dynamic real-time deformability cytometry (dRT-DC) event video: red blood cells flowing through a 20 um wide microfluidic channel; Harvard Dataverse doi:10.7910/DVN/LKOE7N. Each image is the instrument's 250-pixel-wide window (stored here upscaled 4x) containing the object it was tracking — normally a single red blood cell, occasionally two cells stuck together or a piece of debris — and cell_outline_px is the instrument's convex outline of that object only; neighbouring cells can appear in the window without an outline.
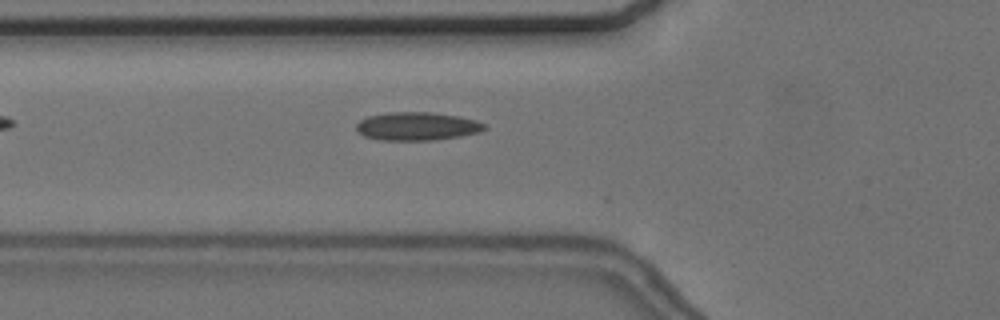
{"species": "common noctule bat (a hibernating species)", "species_latin": "Nyctalus noctula", "temperature_condition": "cold", "stored_images_in_passage": 39, "camera_frame_rate_fps": 3000, "um_per_image_px": 0.085, "animal": {"sex": "female", "body_mass_g": 24.6, "forearm_length_mm": 56.2}, "frame": {"image": 1, "passage_image": 3, "time_ms": 0.667, "image_size_px": [1000, 320], "cell_outline_px": [[488, 128], [480, 132], [460, 136], [432, 140], [380, 140], [364, 136], [356, 128], [356, 124], [360, 120], [368, 116], [388, 112], [432, 112], [460, 116], [476, 120], [484, 124]], "centroid_in_image_um": [35.47, 10.72], "position_along_channel_um": 90.3, "area_um2": 21.15}}
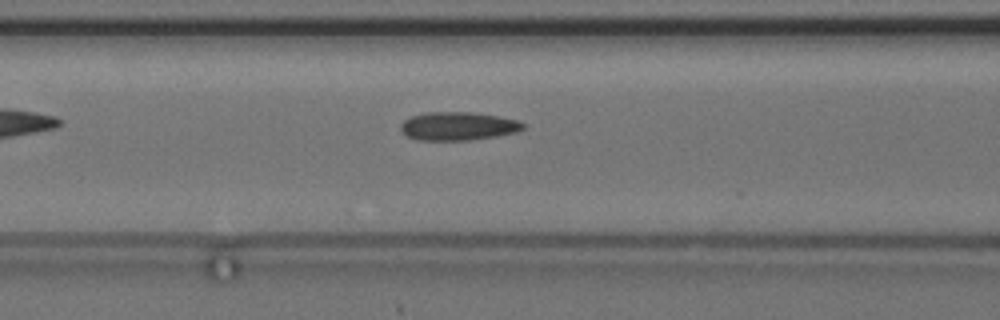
{"frame": {"image": 2, "passage_image": 6, "time_ms": 1.667, "image_size_px": [1000, 320], "cell_outline_px": [[524, 128], [516, 132], [496, 136], [472, 140], [416, 140], [408, 136], [400, 128], [400, 124], [404, 120], [412, 116], [428, 112], [476, 112], [516, 120], [524, 124]], "centroid_in_image_um": [38.92, 10.72], "position_along_channel_um": 127.7, "area_um2": 20.11}}
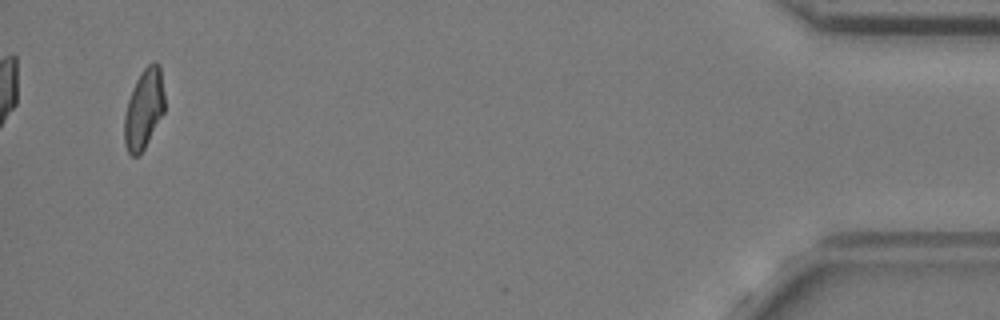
{"frame": {"image": 3, "passage_image": 37, "time_ms": 12.0, "image_size_px": [1000, 320], "cell_outline_px": [[164, 112], [140, 156], [132, 156], [128, 152], [124, 144], [124, 116], [128, 100], [136, 80], [144, 68], [152, 60], [156, 60], [160, 64], [164, 92]], "centroid_in_image_um": [12.23, 9.25], "position_along_channel_um": 423.0, "area_um2": 18.9}, "authors_computed_cell_mechanics": {"area_um2": 19.5364, "velocity_mm_per_s": 3.6497, "shape_relaxation_time_tau1_ms": null, "shape_relaxation_time_tau2_ms": 3.1751, "deformation_change_tau1": null, "deformation_change_tau2": 0.0896}}